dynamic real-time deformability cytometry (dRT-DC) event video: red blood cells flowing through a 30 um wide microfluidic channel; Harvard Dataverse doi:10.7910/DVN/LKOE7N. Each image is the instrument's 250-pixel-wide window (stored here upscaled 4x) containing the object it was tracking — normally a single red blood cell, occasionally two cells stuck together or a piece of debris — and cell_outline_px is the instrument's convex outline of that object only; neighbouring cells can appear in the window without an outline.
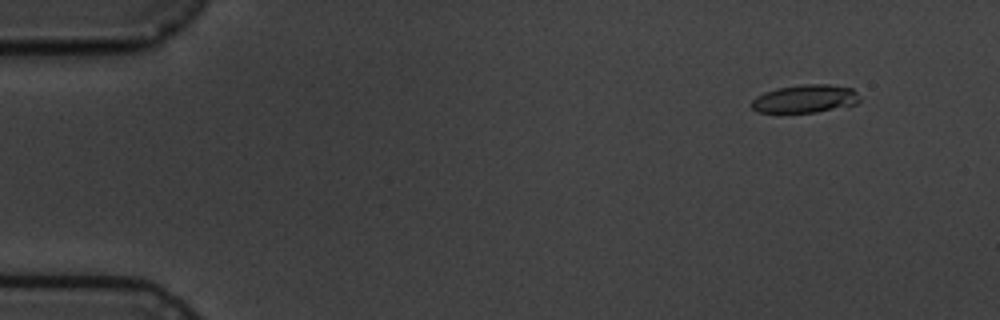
{"species": "common noctule bat (a hibernating species)", "species_latin": "Nyctalus noctula", "temperature_condition": "cold", "stored_images_in_passage": 5, "camera_frame_rate_fps": 3000, "um_per_image_px": 0.085, "animal": {"sex": "male", "body_mass_g": 19.5, "forearm_length_mm": 54.6}, "frame": {"image": 1, "passage_image": 2, "time_ms": 1.0, "image_size_px": [1000, 320], "cell_outline_px": [[860, 100], [856, 104], [816, 112], [756, 112], [748, 104], [756, 96], [764, 92], [776, 88], [804, 84], [828, 84], [852, 88], [856, 92]], "centroid_in_image_um": [68.39, 8.39], "position_along_channel_um": 16.6, "area_um2": 17.69}}